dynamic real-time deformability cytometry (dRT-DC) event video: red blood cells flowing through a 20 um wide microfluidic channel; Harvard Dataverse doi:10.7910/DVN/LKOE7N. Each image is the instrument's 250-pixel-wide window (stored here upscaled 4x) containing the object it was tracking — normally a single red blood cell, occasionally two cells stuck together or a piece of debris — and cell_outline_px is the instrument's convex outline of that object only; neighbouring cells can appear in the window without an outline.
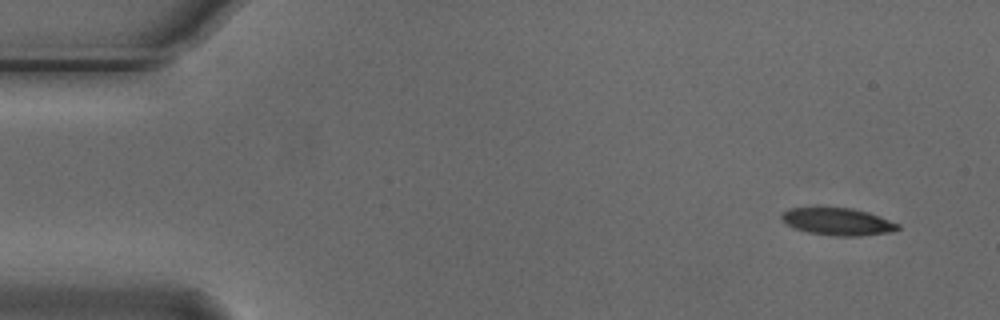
{"species": "Egyptian fruit bat (a non-hibernating species)", "species_latin": "Rousettus aegyptiacus", "temperature_condition": "cold", "stored_images_in_passage": 3, "camera_frame_rate_fps": 3000, "um_per_image_px": 0.085, "animal": {"sex": "male"}, "frame": {"image": 1, "passage_image": 3, "time_ms": 0.667, "image_size_px": [1000, 320], "cell_outline_px": [[900, 228], [888, 232], [860, 236], [836, 236], [808, 232], [796, 228], [788, 224], [780, 216], [788, 208], [852, 208], [868, 212], [880, 216], [900, 224]], "centroid_in_image_um": [71.24, 18.84], "position_along_channel_um": 13.8, "area_um2": 18.21}}